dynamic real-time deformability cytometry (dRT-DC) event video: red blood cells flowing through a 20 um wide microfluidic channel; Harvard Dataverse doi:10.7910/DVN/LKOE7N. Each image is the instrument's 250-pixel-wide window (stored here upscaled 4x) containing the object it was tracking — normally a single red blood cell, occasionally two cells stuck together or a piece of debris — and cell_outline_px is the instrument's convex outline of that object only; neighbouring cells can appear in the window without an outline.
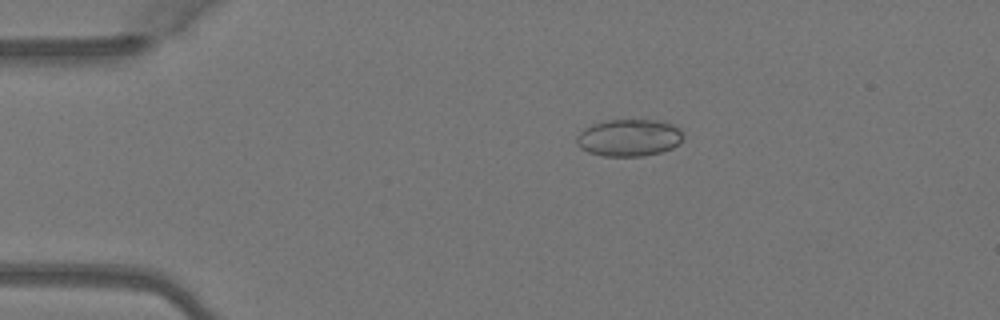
{"species": "Egyptian fruit bat (a non-hibernating species)", "species_latin": "Rousettus aegyptiacus", "temperature_condition": "warm", "stored_images_in_passage": 4, "camera_frame_rate_fps": 3000, "um_per_image_px": 0.085, "animal": {"sex": "female"}, "frame": {"image": 1, "passage_image": 3, "time_ms": 0.667, "image_size_px": [1000, 320], "cell_outline_px": [[684, 136], [672, 148], [660, 152], [644, 156], [604, 156], [588, 152], [580, 148], [576, 144], [576, 136], [584, 128], [592, 124], [608, 120], [656, 120], [672, 124], [680, 128]], "centroid_in_image_um": [53.44, 11.7], "position_along_channel_um": 31.6, "area_um2": 23.06}}